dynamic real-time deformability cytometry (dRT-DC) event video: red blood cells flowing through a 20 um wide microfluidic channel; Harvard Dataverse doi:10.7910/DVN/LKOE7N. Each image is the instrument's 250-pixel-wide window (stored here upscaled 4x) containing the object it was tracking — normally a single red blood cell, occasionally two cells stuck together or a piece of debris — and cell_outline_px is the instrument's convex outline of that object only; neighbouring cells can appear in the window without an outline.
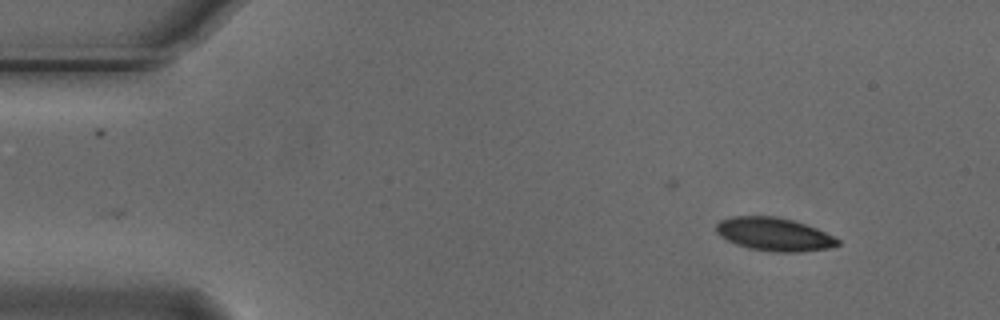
{"species": "Egyptian fruit bat (a non-hibernating species)", "species_latin": "Rousettus aegyptiacus", "temperature_condition": "cold", "stored_images_in_passage": 33, "camera_frame_rate_fps": 3000, "um_per_image_px": 0.085, "animal": {"sex": "male"}, "frame": {"image": 1, "passage_image": 1, "time_ms": 0.0, "image_size_px": [1000, 320], "cell_outline_px": [[840, 244], [828, 248], [800, 252], [772, 252], [748, 248], [736, 244], [720, 236], [716, 232], [716, 224], [720, 220], [732, 216], [776, 216], [792, 220], [816, 228], [840, 240]], "centroid_in_image_um": [65.77, 19.91], "position_along_channel_um": 19.2, "area_um2": 23.47}}
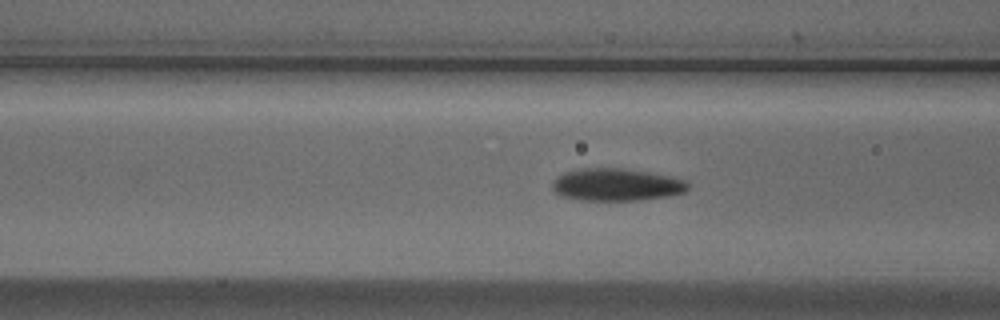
{"frame": {"image": 2, "passage_image": 16, "time_ms": 5.0, "image_size_px": [1000, 320], "cell_outline_px": [[688, 188], [684, 192], [664, 196], [640, 200], [580, 200], [564, 196], [552, 192], [552, 180], [556, 176], [564, 172], [580, 168], [620, 168], [648, 172], [672, 176], [684, 180], [688, 184]], "centroid_in_image_um": [52.33, 15.69], "position_along_channel_um": 114.3, "area_um2": 25.61}}
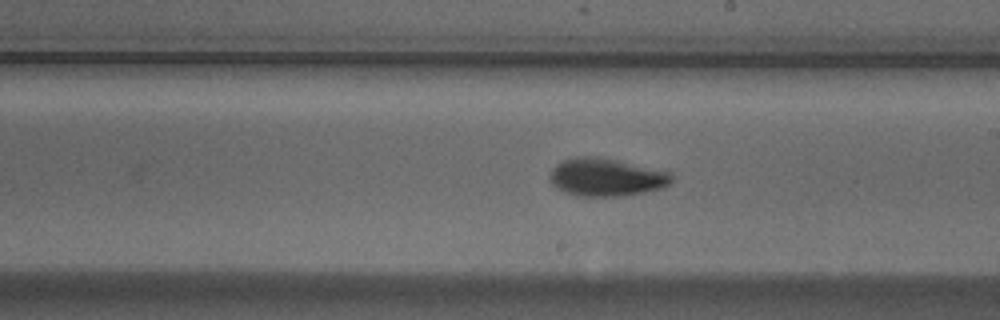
{"frame": {"image": 3, "passage_image": 26, "time_ms": 8.333, "image_size_px": [1000, 320], "cell_outline_px": [[672, 180], [664, 188], [644, 192], [620, 196], [576, 196], [564, 192], [556, 188], [552, 184], [548, 176], [552, 168], [556, 164], [564, 160], [576, 156], [596, 156], [616, 160], [672, 172]], "centroid_in_image_um": [51.5, 15.06], "position_along_channel_um": 237.5, "area_um2": 27.05}}